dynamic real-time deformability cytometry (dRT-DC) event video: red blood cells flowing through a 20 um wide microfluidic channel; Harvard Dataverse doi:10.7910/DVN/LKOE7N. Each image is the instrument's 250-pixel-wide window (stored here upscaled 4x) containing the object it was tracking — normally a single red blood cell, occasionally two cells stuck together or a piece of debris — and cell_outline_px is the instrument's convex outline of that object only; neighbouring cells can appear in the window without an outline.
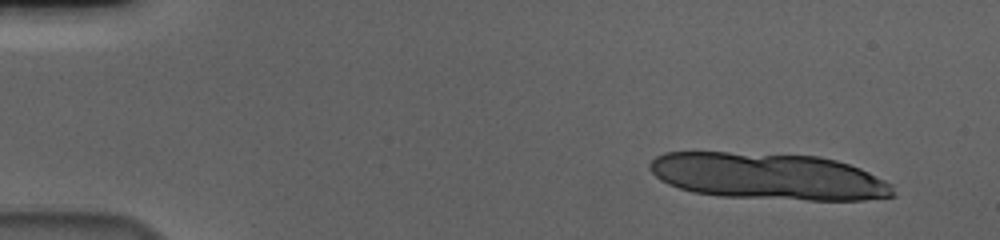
{"species": "human", "species_latin": "Homo sapiens", "temperature_condition": "cold", "stored_images_in_passage": 3, "camera_frame_rate_fps": 3000, "um_per_image_px": 0.085, "donor": {"sex": "male"}, "frame": {"image": 1, "passage_image": 1, "time_ms": 0.0, "image_size_px": [1000, 240], "cell_outline_px": [[888, 196], [844, 200], [832, 200], [704, 192], [688, 188], [676, 184], [776, 156], [804, 156], [828, 160], [844, 164], [856, 168], [864, 172]], "centroid_in_image_um": [67.24, 15.3], "position_along_channel_um": 17.8, "area_um2": 43.0}}